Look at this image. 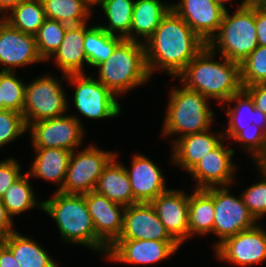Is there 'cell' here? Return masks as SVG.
I'll return each instance as SVG.
<instances>
[{
    "label": "cell",
    "instance_id": "48",
    "mask_svg": "<svg viewBox=\"0 0 266 267\" xmlns=\"http://www.w3.org/2000/svg\"><path fill=\"white\" fill-rule=\"evenodd\" d=\"M246 3H265L266 0H244Z\"/></svg>",
    "mask_w": 266,
    "mask_h": 267
},
{
    "label": "cell",
    "instance_id": "20",
    "mask_svg": "<svg viewBox=\"0 0 266 267\" xmlns=\"http://www.w3.org/2000/svg\"><path fill=\"white\" fill-rule=\"evenodd\" d=\"M129 169L126 168V171L134 199L138 203H150L158 195L167 191L161 169L145 155H133Z\"/></svg>",
    "mask_w": 266,
    "mask_h": 267
},
{
    "label": "cell",
    "instance_id": "19",
    "mask_svg": "<svg viewBox=\"0 0 266 267\" xmlns=\"http://www.w3.org/2000/svg\"><path fill=\"white\" fill-rule=\"evenodd\" d=\"M96 235L110 247L120 236L126 207L109 200L95 190L85 194Z\"/></svg>",
    "mask_w": 266,
    "mask_h": 267
},
{
    "label": "cell",
    "instance_id": "40",
    "mask_svg": "<svg viewBox=\"0 0 266 267\" xmlns=\"http://www.w3.org/2000/svg\"><path fill=\"white\" fill-rule=\"evenodd\" d=\"M20 166L14 158L0 161V199L6 193V190L22 176Z\"/></svg>",
    "mask_w": 266,
    "mask_h": 267
},
{
    "label": "cell",
    "instance_id": "7",
    "mask_svg": "<svg viewBox=\"0 0 266 267\" xmlns=\"http://www.w3.org/2000/svg\"><path fill=\"white\" fill-rule=\"evenodd\" d=\"M64 89L57 78L43 75L25 86L23 118L26 126L64 116L68 108Z\"/></svg>",
    "mask_w": 266,
    "mask_h": 267
},
{
    "label": "cell",
    "instance_id": "6",
    "mask_svg": "<svg viewBox=\"0 0 266 267\" xmlns=\"http://www.w3.org/2000/svg\"><path fill=\"white\" fill-rule=\"evenodd\" d=\"M208 98L185 86L171 89L162 134L179 138L207 131L213 122L214 111Z\"/></svg>",
    "mask_w": 266,
    "mask_h": 267
},
{
    "label": "cell",
    "instance_id": "47",
    "mask_svg": "<svg viewBox=\"0 0 266 267\" xmlns=\"http://www.w3.org/2000/svg\"><path fill=\"white\" fill-rule=\"evenodd\" d=\"M212 1L218 3V4L221 5L224 9H227L226 6H225V3H226L227 1H231V0H212Z\"/></svg>",
    "mask_w": 266,
    "mask_h": 267
},
{
    "label": "cell",
    "instance_id": "45",
    "mask_svg": "<svg viewBox=\"0 0 266 267\" xmlns=\"http://www.w3.org/2000/svg\"><path fill=\"white\" fill-rule=\"evenodd\" d=\"M22 1L23 0H0V13H2L3 11L5 13L4 15H6L8 12L10 13V10L15 8Z\"/></svg>",
    "mask_w": 266,
    "mask_h": 267
},
{
    "label": "cell",
    "instance_id": "44",
    "mask_svg": "<svg viewBox=\"0 0 266 267\" xmlns=\"http://www.w3.org/2000/svg\"><path fill=\"white\" fill-rule=\"evenodd\" d=\"M0 267H20L12 252L5 246L4 238L1 239Z\"/></svg>",
    "mask_w": 266,
    "mask_h": 267
},
{
    "label": "cell",
    "instance_id": "31",
    "mask_svg": "<svg viewBox=\"0 0 266 267\" xmlns=\"http://www.w3.org/2000/svg\"><path fill=\"white\" fill-rule=\"evenodd\" d=\"M30 176L26 174L17 179L1 198L8 215L13 219V216L21 214L34 206L43 210V201H37L35 193L29 182Z\"/></svg>",
    "mask_w": 266,
    "mask_h": 267
},
{
    "label": "cell",
    "instance_id": "35",
    "mask_svg": "<svg viewBox=\"0 0 266 267\" xmlns=\"http://www.w3.org/2000/svg\"><path fill=\"white\" fill-rule=\"evenodd\" d=\"M25 86L23 81L16 77L15 72L0 71L1 101L3 110H13L23 113Z\"/></svg>",
    "mask_w": 266,
    "mask_h": 267
},
{
    "label": "cell",
    "instance_id": "42",
    "mask_svg": "<svg viewBox=\"0 0 266 267\" xmlns=\"http://www.w3.org/2000/svg\"><path fill=\"white\" fill-rule=\"evenodd\" d=\"M243 89L253 99L255 107L266 113V84H254Z\"/></svg>",
    "mask_w": 266,
    "mask_h": 267
},
{
    "label": "cell",
    "instance_id": "41",
    "mask_svg": "<svg viewBox=\"0 0 266 267\" xmlns=\"http://www.w3.org/2000/svg\"><path fill=\"white\" fill-rule=\"evenodd\" d=\"M255 25L258 45L266 46V2L255 3Z\"/></svg>",
    "mask_w": 266,
    "mask_h": 267
},
{
    "label": "cell",
    "instance_id": "21",
    "mask_svg": "<svg viewBox=\"0 0 266 267\" xmlns=\"http://www.w3.org/2000/svg\"><path fill=\"white\" fill-rule=\"evenodd\" d=\"M210 129L172 140V163L189 172L204 156L213 150L225 137Z\"/></svg>",
    "mask_w": 266,
    "mask_h": 267
},
{
    "label": "cell",
    "instance_id": "18",
    "mask_svg": "<svg viewBox=\"0 0 266 267\" xmlns=\"http://www.w3.org/2000/svg\"><path fill=\"white\" fill-rule=\"evenodd\" d=\"M171 8L206 43L218 31L226 10L212 0H181Z\"/></svg>",
    "mask_w": 266,
    "mask_h": 267
},
{
    "label": "cell",
    "instance_id": "23",
    "mask_svg": "<svg viewBox=\"0 0 266 267\" xmlns=\"http://www.w3.org/2000/svg\"><path fill=\"white\" fill-rule=\"evenodd\" d=\"M115 155L104 167L95 191L112 202L125 207L138 203L134 199L126 167L117 161Z\"/></svg>",
    "mask_w": 266,
    "mask_h": 267
},
{
    "label": "cell",
    "instance_id": "26",
    "mask_svg": "<svg viewBox=\"0 0 266 267\" xmlns=\"http://www.w3.org/2000/svg\"><path fill=\"white\" fill-rule=\"evenodd\" d=\"M170 9L171 4H165L160 0H136L132 14L130 40L142 42L139 39L141 38L146 41Z\"/></svg>",
    "mask_w": 266,
    "mask_h": 267
},
{
    "label": "cell",
    "instance_id": "2",
    "mask_svg": "<svg viewBox=\"0 0 266 267\" xmlns=\"http://www.w3.org/2000/svg\"><path fill=\"white\" fill-rule=\"evenodd\" d=\"M216 52L206 45L177 78L186 88L197 91L208 99L217 100L223 106L243 86L240 63L221 56L223 61H215Z\"/></svg>",
    "mask_w": 266,
    "mask_h": 267
},
{
    "label": "cell",
    "instance_id": "16",
    "mask_svg": "<svg viewBox=\"0 0 266 267\" xmlns=\"http://www.w3.org/2000/svg\"><path fill=\"white\" fill-rule=\"evenodd\" d=\"M224 140L226 138L189 171L193 179L197 180L195 189L228 186L233 183L236 167L231 157L235 152L232 148L225 147Z\"/></svg>",
    "mask_w": 266,
    "mask_h": 267
},
{
    "label": "cell",
    "instance_id": "36",
    "mask_svg": "<svg viewBox=\"0 0 266 267\" xmlns=\"http://www.w3.org/2000/svg\"><path fill=\"white\" fill-rule=\"evenodd\" d=\"M241 84L243 87L266 84V46L259 45L241 63Z\"/></svg>",
    "mask_w": 266,
    "mask_h": 267
},
{
    "label": "cell",
    "instance_id": "28",
    "mask_svg": "<svg viewBox=\"0 0 266 267\" xmlns=\"http://www.w3.org/2000/svg\"><path fill=\"white\" fill-rule=\"evenodd\" d=\"M214 210V198L205 189H195L189 195V238L213 232Z\"/></svg>",
    "mask_w": 266,
    "mask_h": 267
},
{
    "label": "cell",
    "instance_id": "34",
    "mask_svg": "<svg viewBox=\"0 0 266 267\" xmlns=\"http://www.w3.org/2000/svg\"><path fill=\"white\" fill-rule=\"evenodd\" d=\"M68 25L57 20L45 19L34 35L38 53L43 61L49 60L61 45Z\"/></svg>",
    "mask_w": 266,
    "mask_h": 267
},
{
    "label": "cell",
    "instance_id": "29",
    "mask_svg": "<svg viewBox=\"0 0 266 267\" xmlns=\"http://www.w3.org/2000/svg\"><path fill=\"white\" fill-rule=\"evenodd\" d=\"M122 40V37L104 31L100 25L88 27L85 23L84 52L88 65L96 68L105 62Z\"/></svg>",
    "mask_w": 266,
    "mask_h": 267
},
{
    "label": "cell",
    "instance_id": "30",
    "mask_svg": "<svg viewBox=\"0 0 266 267\" xmlns=\"http://www.w3.org/2000/svg\"><path fill=\"white\" fill-rule=\"evenodd\" d=\"M45 17L68 26L88 23L93 13L85 0H41Z\"/></svg>",
    "mask_w": 266,
    "mask_h": 267
},
{
    "label": "cell",
    "instance_id": "14",
    "mask_svg": "<svg viewBox=\"0 0 266 267\" xmlns=\"http://www.w3.org/2000/svg\"><path fill=\"white\" fill-rule=\"evenodd\" d=\"M179 247L177 241L116 240L108 248L106 257L120 263L150 265L167 259Z\"/></svg>",
    "mask_w": 266,
    "mask_h": 267
},
{
    "label": "cell",
    "instance_id": "4",
    "mask_svg": "<svg viewBox=\"0 0 266 267\" xmlns=\"http://www.w3.org/2000/svg\"><path fill=\"white\" fill-rule=\"evenodd\" d=\"M142 41L123 39L111 56L97 66V80L116 96L146 84L151 77Z\"/></svg>",
    "mask_w": 266,
    "mask_h": 267
},
{
    "label": "cell",
    "instance_id": "12",
    "mask_svg": "<svg viewBox=\"0 0 266 267\" xmlns=\"http://www.w3.org/2000/svg\"><path fill=\"white\" fill-rule=\"evenodd\" d=\"M216 258L241 267H251L266 260V230L258 224L228 237L216 248Z\"/></svg>",
    "mask_w": 266,
    "mask_h": 267
},
{
    "label": "cell",
    "instance_id": "17",
    "mask_svg": "<svg viewBox=\"0 0 266 267\" xmlns=\"http://www.w3.org/2000/svg\"><path fill=\"white\" fill-rule=\"evenodd\" d=\"M150 203L166 230L180 245L189 238V194L168 189Z\"/></svg>",
    "mask_w": 266,
    "mask_h": 267
},
{
    "label": "cell",
    "instance_id": "3",
    "mask_svg": "<svg viewBox=\"0 0 266 267\" xmlns=\"http://www.w3.org/2000/svg\"><path fill=\"white\" fill-rule=\"evenodd\" d=\"M43 211L55 220L66 243L84 245L106 256L109 247L96 235L85 194L56 190L51 199L43 201Z\"/></svg>",
    "mask_w": 266,
    "mask_h": 267
},
{
    "label": "cell",
    "instance_id": "24",
    "mask_svg": "<svg viewBox=\"0 0 266 267\" xmlns=\"http://www.w3.org/2000/svg\"><path fill=\"white\" fill-rule=\"evenodd\" d=\"M85 23L68 26L61 45L54 53V61L63 74H84L83 65L88 64L84 52Z\"/></svg>",
    "mask_w": 266,
    "mask_h": 267
},
{
    "label": "cell",
    "instance_id": "9",
    "mask_svg": "<svg viewBox=\"0 0 266 267\" xmlns=\"http://www.w3.org/2000/svg\"><path fill=\"white\" fill-rule=\"evenodd\" d=\"M62 79L69 80L75 86L74 106L83 116L91 119H104L119 116L121 106L108 88L93 76L85 74H63Z\"/></svg>",
    "mask_w": 266,
    "mask_h": 267
},
{
    "label": "cell",
    "instance_id": "43",
    "mask_svg": "<svg viewBox=\"0 0 266 267\" xmlns=\"http://www.w3.org/2000/svg\"><path fill=\"white\" fill-rule=\"evenodd\" d=\"M12 218L8 215L4 204L0 199V239L5 238L9 233L16 231L13 229Z\"/></svg>",
    "mask_w": 266,
    "mask_h": 267
},
{
    "label": "cell",
    "instance_id": "49",
    "mask_svg": "<svg viewBox=\"0 0 266 267\" xmlns=\"http://www.w3.org/2000/svg\"><path fill=\"white\" fill-rule=\"evenodd\" d=\"M0 111H3V101H1V88H0Z\"/></svg>",
    "mask_w": 266,
    "mask_h": 267
},
{
    "label": "cell",
    "instance_id": "5",
    "mask_svg": "<svg viewBox=\"0 0 266 267\" xmlns=\"http://www.w3.org/2000/svg\"><path fill=\"white\" fill-rule=\"evenodd\" d=\"M207 46L219 49L220 56L241 63L258 45L255 25V3H240L231 16L226 9L221 25Z\"/></svg>",
    "mask_w": 266,
    "mask_h": 267
},
{
    "label": "cell",
    "instance_id": "37",
    "mask_svg": "<svg viewBox=\"0 0 266 267\" xmlns=\"http://www.w3.org/2000/svg\"><path fill=\"white\" fill-rule=\"evenodd\" d=\"M257 167L260 168L262 179L245 189L241 197L250 213L259 221L266 215V164H257Z\"/></svg>",
    "mask_w": 266,
    "mask_h": 267
},
{
    "label": "cell",
    "instance_id": "8",
    "mask_svg": "<svg viewBox=\"0 0 266 267\" xmlns=\"http://www.w3.org/2000/svg\"><path fill=\"white\" fill-rule=\"evenodd\" d=\"M205 190L214 198L213 233L220 239L215 243V248L228 237L256 226L257 220L244 204L242 197L232 195L227 186Z\"/></svg>",
    "mask_w": 266,
    "mask_h": 267
},
{
    "label": "cell",
    "instance_id": "46",
    "mask_svg": "<svg viewBox=\"0 0 266 267\" xmlns=\"http://www.w3.org/2000/svg\"><path fill=\"white\" fill-rule=\"evenodd\" d=\"M91 7L100 4L103 0H85Z\"/></svg>",
    "mask_w": 266,
    "mask_h": 267
},
{
    "label": "cell",
    "instance_id": "33",
    "mask_svg": "<svg viewBox=\"0 0 266 267\" xmlns=\"http://www.w3.org/2000/svg\"><path fill=\"white\" fill-rule=\"evenodd\" d=\"M3 19L23 33L35 35L46 17L41 0H23Z\"/></svg>",
    "mask_w": 266,
    "mask_h": 267
},
{
    "label": "cell",
    "instance_id": "32",
    "mask_svg": "<svg viewBox=\"0 0 266 267\" xmlns=\"http://www.w3.org/2000/svg\"><path fill=\"white\" fill-rule=\"evenodd\" d=\"M134 3V0H103L99 5L108 18L109 24L108 26L100 25V27L111 35L130 40Z\"/></svg>",
    "mask_w": 266,
    "mask_h": 267
},
{
    "label": "cell",
    "instance_id": "22",
    "mask_svg": "<svg viewBox=\"0 0 266 267\" xmlns=\"http://www.w3.org/2000/svg\"><path fill=\"white\" fill-rule=\"evenodd\" d=\"M226 102L237 103L225 111L229 120L227 129L223 131L224 136L233 139L243 128L248 127H259L266 133V113L255 107L253 99L244 89Z\"/></svg>",
    "mask_w": 266,
    "mask_h": 267
},
{
    "label": "cell",
    "instance_id": "11",
    "mask_svg": "<svg viewBox=\"0 0 266 267\" xmlns=\"http://www.w3.org/2000/svg\"><path fill=\"white\" fill-rule=\"evenodd\" d=\"M27 129L33 148H61L73 152L84 140L83 126L74 115L34 122Z\"/></svg>",
    "mask_w": 266,
    "mask_h": 267
},
{
    "label": "cell",
    "instance_id": "10",
    "mask_svg": "<svg viewBox=\"0 0 266 267\" xmlns=\"http://www.w3.org/2000/svg\"><path fill=\"white\" fill-rule=\"evenodd\" d=\"M115 155L113 151H104L92 145L78 153L74 150L60 192L86 194L94 191L104 167Z\"/></svg>",
    "mask_w": 266,
    "mask_h": 267
},
{
    "label": "cell",
    "instance_id": "27",
    "mask_svg": "<svg viewBox=\"0 0 266 267\" xmlns=\"http://www.w3.org/2000/svg\"><path fill=\"white\" fill-rule=\"evenodd\" d=\"M5 246L12 252L20 267H59L48 252L32 238L17 231L4 238Z\"/></svg>",
    "mask_w": 266,
    "mask_h": 267
},
{
    "label": "cell",
    "instance_id": "38",
    "mask_svg": "<svg viewBox=\"0 0 266 267\" xmlns=\"http://www.w3.org/2000/svg\"><path fill=\"white\" fill-rule=\"evenodd\" d=\"M233 140L241 142L257 164H266V133L259 127L243 128Z\"/></svg>",
    "mask_w": 266,
    "mask_h": 267
},
{
    "label": "cell",
    "instance_id": "15",
    "mask_svg": "<svg viewBox=\"0 0 266 267\" xmlns=\"http://www.w3.org/2000/svg\"><path fill=\"white\" fill-rule=\"evenodd\" d=\"M117 240L176 241L166 230L151 203L127 206L122 232Z\"/></svg>",
    "mask_w": 266,
    "mask_h": 267
},
{
    "label": "cell",
    "instance_id": "39",
    "mask_svg": "<svg viewBox=\"0 0 266 267\" xmlns=\"http://www.w3.org/2000/svg\"><path fill=\"white\" fill-rule=\"evenodd\" d=\"M27 131L23 115L13 110L0 111V148Z\"/></svg>",
    "mask_w": 266,
    "mask_h": 267
},
{
    "label": "cell",
    "instance_id": "25",
    "mask_svg": "<svg viewBox=\"0 0 266 267\" xmlns=\"http://www.w3.org/2000/svg\"><path fill=\"white\" fill-rule=\"evenodd\" d=\"M35 160L27 172L29 176L57 183L60 191L63 187L72 151L61 148H33Z\"/></svg>",
    "mask_w": 266,
    "mask_h": 267
},
{
    "label": "cell",
    "instance_id": "13",
    "mask_svg": "<svg viewBox=\"0 0 266 267\" xmlns=\"http://www.w3.org/2000/svg\"><path fill=\"white\" fill-rule=\"evenodd\" d=\"M43 61L35 37L12 27L0 18V71L15 72L16 68ZM6 66V67H5Z\"/></svg>",
    "mask_w": 266,
    "mask_h": 267
},
{
    "label": "cell",
    "instance_id": "1",
    "mask_svg": "<svg viewBox=\"0 0 266 267\" xmlns=\"http://www.w3.org/2000/svg\"><path fill=\"white\" fill-rule=\"evenodd\" d=\"M206 45L171 8L144 43L149 74L161 69L176 78Z\"/></svg>",
    "mask_w": 266,
    "mask_h": 267
}]
</instances>
